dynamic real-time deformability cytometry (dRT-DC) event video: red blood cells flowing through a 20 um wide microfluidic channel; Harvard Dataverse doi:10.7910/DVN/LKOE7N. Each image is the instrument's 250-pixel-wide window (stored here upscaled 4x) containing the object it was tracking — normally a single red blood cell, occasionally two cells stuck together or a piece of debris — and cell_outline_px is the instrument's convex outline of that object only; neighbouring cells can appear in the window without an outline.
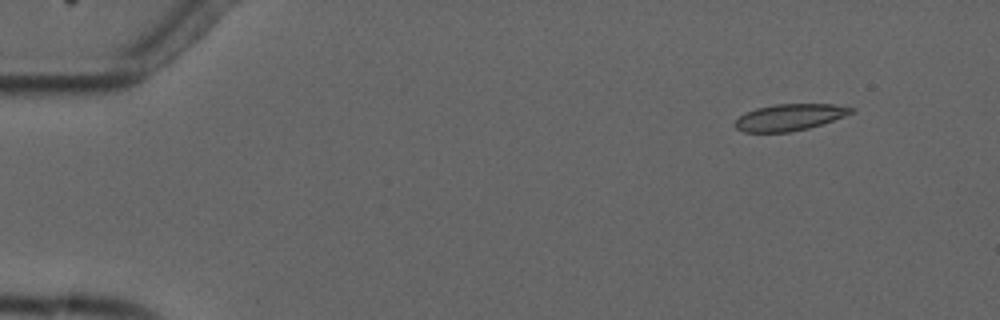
{"species": "common noctule bat (a hibernating species)", "species_latin": "Nyctalus noctula", "temperature_condition": "cold", "stored_images_in_passage": 5, "camera_frame_rate_fps": 3000, "um_per_image_px": 0.085, "animal": {"sex": "male", "forearm_length_mm": 52.5}, "frame": {"image": 1, "passage_image": 2, "time_ms": 1.333, "image_size_px": [1000, 320], "cell_outline_px": [[856, 112], [808, 128], [788, 132], [744, 132], [736, 128], [732, 124], [740, 116], [756, 108], [776, 104], [832, 104], [856, 108]], "centroid_in_image_um": [67.12, 9.96], "position_along_channel_um": 17.9, "area_um2": 17.86}}
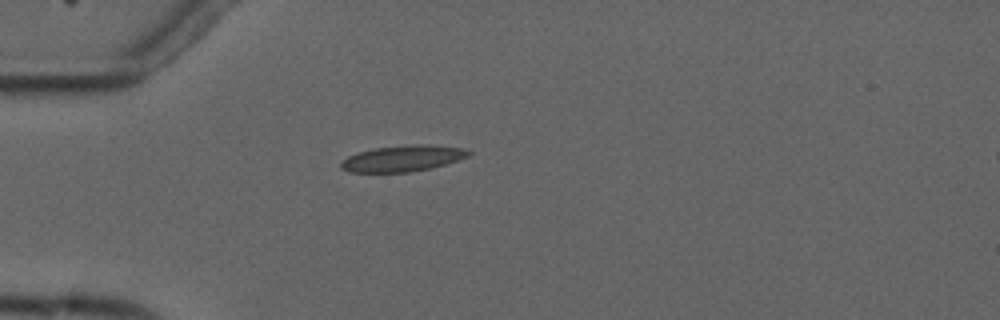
{"frame": {"image": 2, "passage_image": 4, "time_ms": 4.667, "image_size_px": [1000, 320], "cell_outline_px": [[472, 152], [468, 156], [432, 168], [408, 172], [348, 172], [340, 168], [340, 164], [348, 156], [360, 152], [376, 148], [416, 144], [428, 144], [460, 148]], "centroid_in_image_um": [34.21, 13.47], "position_along_channel_um": 50.8, "area_um2": 19.07}}